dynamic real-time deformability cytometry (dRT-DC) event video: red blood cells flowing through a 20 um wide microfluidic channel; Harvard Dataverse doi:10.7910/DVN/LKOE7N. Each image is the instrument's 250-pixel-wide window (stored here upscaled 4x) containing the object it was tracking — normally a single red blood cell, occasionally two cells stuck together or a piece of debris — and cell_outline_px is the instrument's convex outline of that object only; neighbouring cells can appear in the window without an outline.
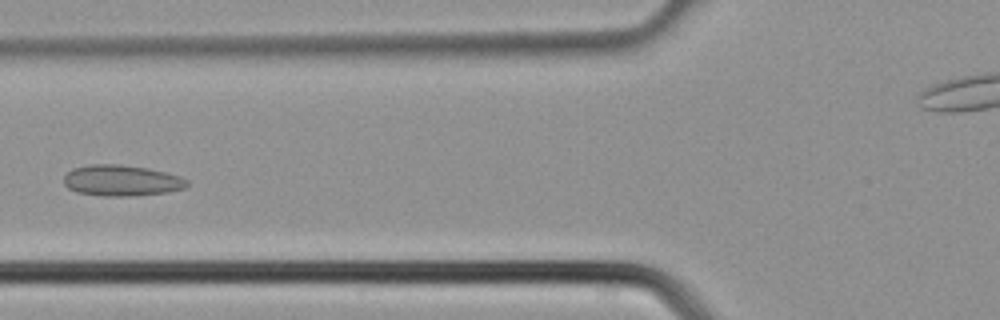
{"species": "common noctule bat (a hibernating species)", "species_latin": "Nyctalus noctula", "temperature_condition": "cold", "stored_images_in_passage": 4, "camera_frame_rate_fps": 3000, "um_per_image_px": 0.085, "animal": {"sex": "male", "body_mass_g": 21.5, "forearm_length_mm": 52.0}, "frame": {"image": 1, "passage_image": 4, "time_ms": 1.0, "image_size_px": [1000, 320], "cell_outline_px": [[188, 184], [184, 188], [168, 192], [136, 196], [100, 196], [76, 192], [68, 188], [64, 184], [64, 176], [72, 168], [88, 164], [120, 164], [148, 168], [180, 176], [188, 180]], "centroid_in_image_um": [10.31, 15.35], "position_along_channel_um": 115.5, "area_um2": 22.48}}